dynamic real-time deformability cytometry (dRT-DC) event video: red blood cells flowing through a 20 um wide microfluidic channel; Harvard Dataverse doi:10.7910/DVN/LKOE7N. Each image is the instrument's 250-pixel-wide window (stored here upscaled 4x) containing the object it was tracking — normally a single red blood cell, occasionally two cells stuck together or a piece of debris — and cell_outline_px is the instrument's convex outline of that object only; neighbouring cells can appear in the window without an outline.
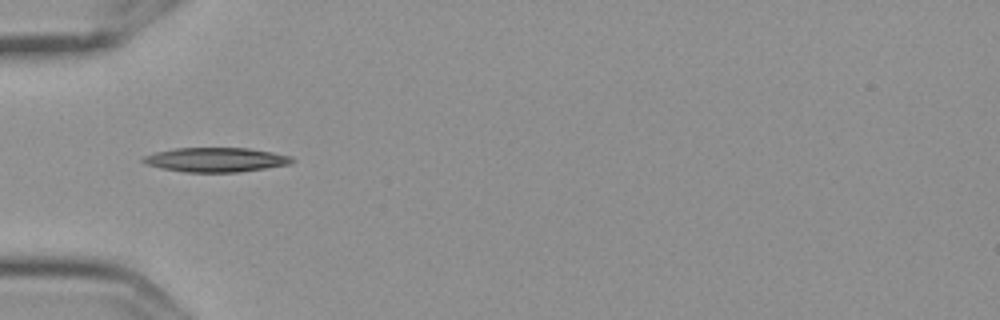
{"species": "Egyptian fruit bat (a non-hibernating species)", "species_latin": "Rousettus aegyptiacus", "temperature_condition": "cold", "stored_images_in_passage": 6, "segment_of_instrument_passage": [2, 2], "camera_frame_rate_fps": 3000, "um_per_image_px": 0.085, "frame": {"image": 1, "passage_image": 5, "time_ms": 1.333, "image_size_px": [1000, 320], "cell_outline_px": [[292, 164], [236, 172], [184, 172], [160, 168], [148, 164], [140, 160], [144, 156], [156, 152], [176, 148], [248, 148], [272, 152], [292, 156]], "centroid_in_image_um": [18.34, 13.57], "position_along_channel_um": 66.7, "area_um2": 20.98}}
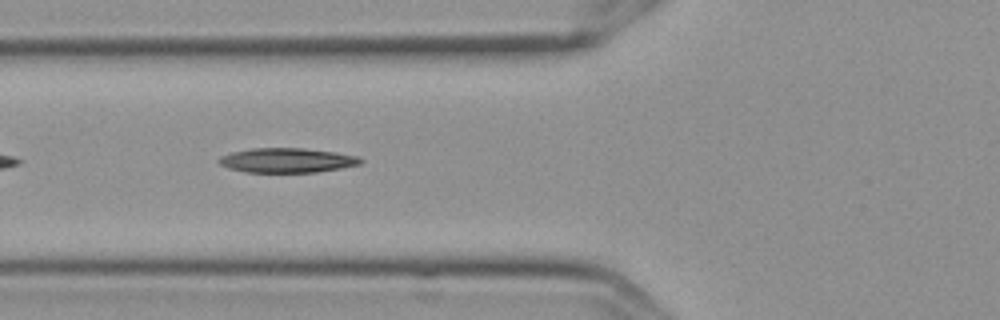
{"frame": {"image": 2, "passage_image": 6, "time_ms": 1.667, "image_size_px": [1000, 320], "cell_outline_px": [[364, 160], [360, 164], [340, 168], [316, 172], [244, 172], [228, 168], [220, 164], [216, 160], [220, 156], [232, 152], [252, 148], [304, 148], [336, 152], [360, 156]], "centroid_in_image_um": [24.4, 13.62], "position_along_channel_um": 101.4, "area_um2": 20.4}}